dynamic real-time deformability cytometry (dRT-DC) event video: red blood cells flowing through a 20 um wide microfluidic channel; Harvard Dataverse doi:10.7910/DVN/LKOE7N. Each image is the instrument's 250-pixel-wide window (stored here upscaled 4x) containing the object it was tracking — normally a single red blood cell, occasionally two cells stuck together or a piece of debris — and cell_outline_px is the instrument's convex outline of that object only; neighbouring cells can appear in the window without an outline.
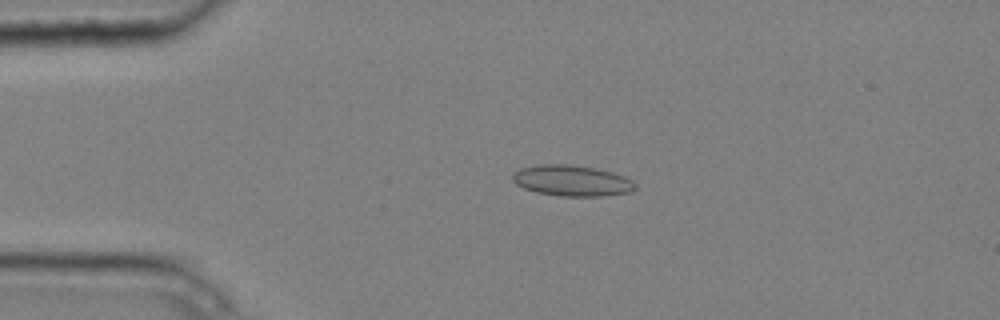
{"species": "common noctule bat (a hibernating species)", "species_latin": "Nyctalus noctula", "temperature_condition": "cold", "stored_images_in_passage": 4, "camera_frame_rate_fps": 3000, "um_per_image_px": 0.085, "animal": {"sex": "male", "body_mass_g": 20.4}, "frame": {"image": 1, "passage_image": 3, "time_ms": 0.667, "image_size_px": [1000, 320], "cell_outline_px": [[636, 188], [632, 192], [600, 196], [560, 196], [536, 192], [524, 188], [516, 184], [512, 180], [512, 176], [520, 168], [540, 164], [568, 164], [596, 168], [612, 172], [624, 176], [632, 180], [636, 184]], "centroid_in_image_um": [48.63, 15.35], "position_along_channel_um": 36.4, "area_um2": 22.14}}